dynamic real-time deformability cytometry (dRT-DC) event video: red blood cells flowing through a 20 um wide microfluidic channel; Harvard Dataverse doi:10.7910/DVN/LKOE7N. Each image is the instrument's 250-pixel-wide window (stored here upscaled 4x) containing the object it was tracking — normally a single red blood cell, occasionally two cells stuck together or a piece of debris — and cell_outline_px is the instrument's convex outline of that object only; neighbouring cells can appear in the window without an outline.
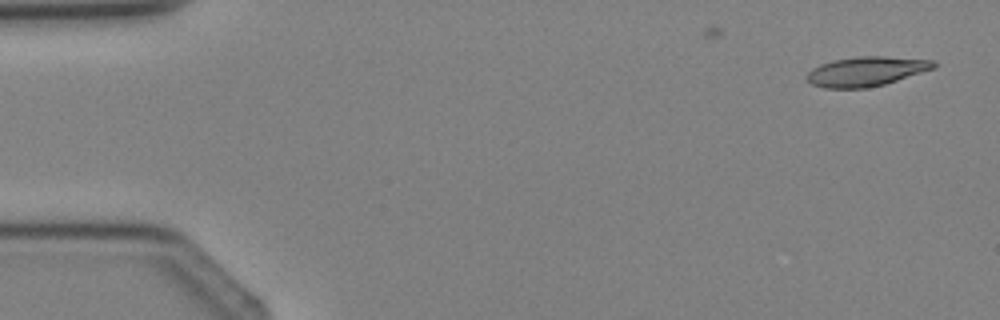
{"species": "Egyptian fruit bat (a non-hibernating species)", "species_latin": "Rousettus aegyptiacus", "temperature_condition": "cold", "stored_images_in_passage": 4, "camera_frame_rate_fps": 3000, "um_per_image_px": 0.085, "animal": {"sex": "female"}, "frame": {"image": 1, "passage_image": 1, "time_ms": 0.0, "image_size_px": [1000, 320], "cell_outline_px": [[936, 68], [884, 84], [864, 88], [824, 88], [812, 84], [804, 76], [812, 68], [820, 64], [832, 60], [856, 56], [884, 56], [932, 60], [936, 64]], "centroid_in_image_um": [73.6, 6.06], "position_along_channel_um": 11.4, "area_um2": 21.85}}
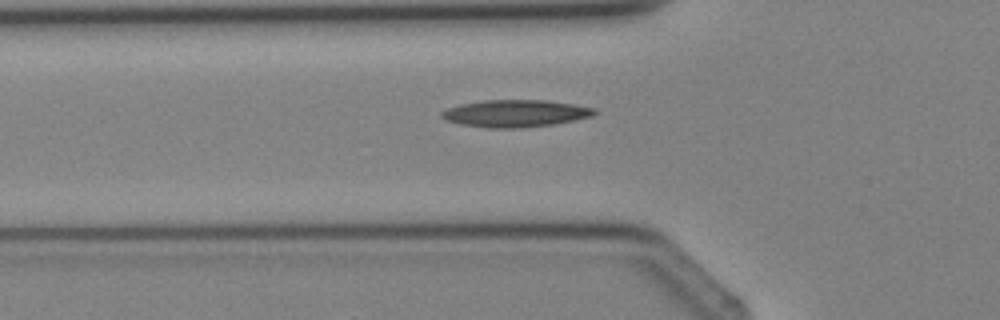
{"frame": {"image": 2, "passage_image": 4, "time_ms": 3.667, "image_size_px": [1000, 320], "cell_outline_px": [[596, 112], [592, 116], [552, 124], [524, 128], [488, 128], [460, 124], [444, 120], [440, 116], [440, 112], [448, 108], [460, 104], [484, 100], [544, 100], [572, 104], [596, 108]], "centroid_in_image_um": [43.75, 9.64], "position_along_channel_um": 82.0, "area_um2": 24.16}}